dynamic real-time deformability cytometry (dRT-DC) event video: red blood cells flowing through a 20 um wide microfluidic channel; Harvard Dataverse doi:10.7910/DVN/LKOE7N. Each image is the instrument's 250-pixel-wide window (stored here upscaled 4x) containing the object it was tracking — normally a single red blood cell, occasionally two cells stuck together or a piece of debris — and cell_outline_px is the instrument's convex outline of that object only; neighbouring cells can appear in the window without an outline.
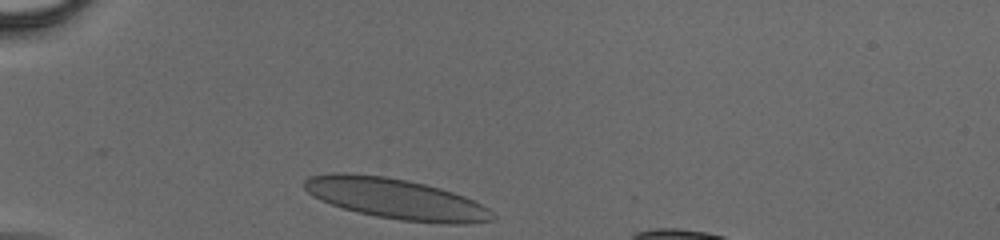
{"species": "human", "species_latin": "Homo sapiens", "temperature_condition": "cold", "stored_images_in_passage": 31, "camera_frame_rate_fps": 3000, "um_per_image_px": 0.085, "donor": {"sex": "male"}, "frame": {"image": 1, "passage_image": 1, "time_ms": 0.0, "image_size_px": [1000, 240], "cell_outline_px": [[492, 220], [460, 224], [448, 224], [400, 220], [376, 216], [356, 212], [320, 200], [312, 196], [304, 188], [304, 180], [308, 176], [332, 172], [344, 172], [384, 176], [424, 184], [440, 188], [464, 196], [488, 208]], "centroid_in_image_um": [33.56, 16.88], "position_along_channel_um": 51.4, "area_um2": 44.04}}
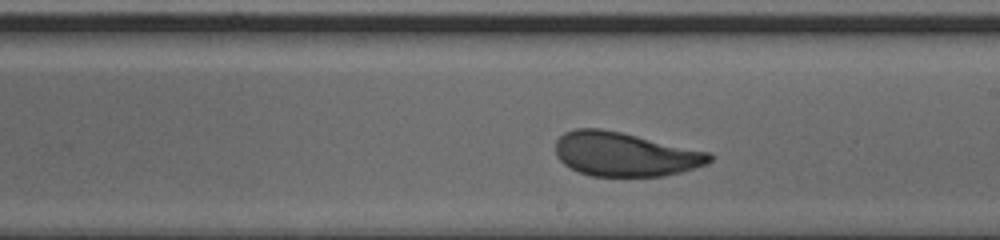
{"frame": {"image": 2, "passage_image": 18, "time_ms": 5.667, "image_size_px": [1000, 240], "cell_outline_px": [[712, 160], [708, 164], [680, 172], [664, 176], [592, 176], [580, 172], [564, 164], [556, 156], [556, 140], [564, 132], [576, 128], [600, 128], [620, 132], [712, 152]], "centroid_in_image_um": [53.13, 13.1], "position_along_channel_um": 235.9, "area_um2": 39.59}}
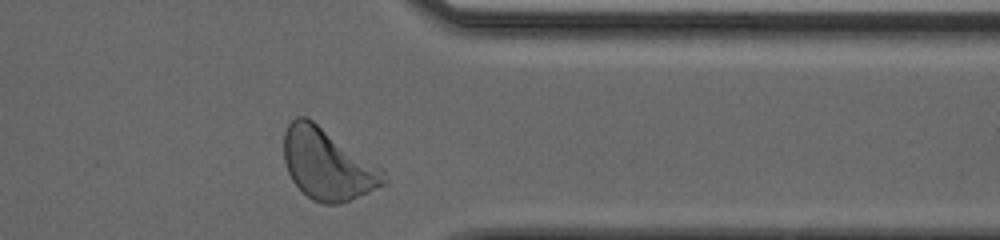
{"frame": {"image": 3, "passage_image": 30, "time_ms": 9.667, "image_size_px": [1000, 240], "cell_outline_px": [[388, 184], [348, 200], [336, 204], [324, 204], [312, 200], [292, 180], [288, 172], [284, 160], [284, 132], [288, 124], [296, 116], [308, 116], [384, 168], [388, 180]], "centroid_in_image_um": [27.87, 13.93], "position_along_channel_um": 383.5, "area_um2": 41.85}}